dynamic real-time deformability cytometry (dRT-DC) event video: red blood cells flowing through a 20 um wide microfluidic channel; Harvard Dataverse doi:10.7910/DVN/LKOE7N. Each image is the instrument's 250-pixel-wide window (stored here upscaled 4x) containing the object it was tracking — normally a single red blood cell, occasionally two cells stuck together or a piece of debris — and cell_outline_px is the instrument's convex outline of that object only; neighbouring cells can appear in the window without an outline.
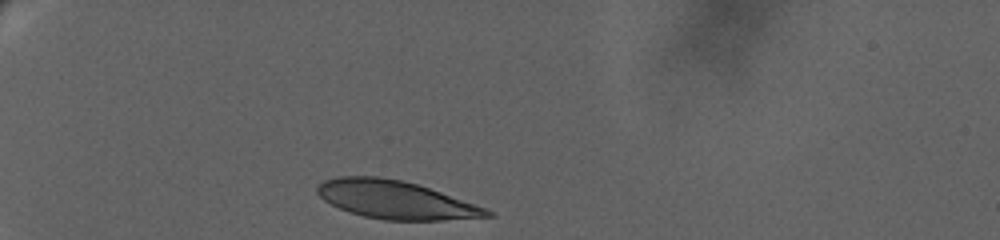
{"species": "human", "species_latin": "Homo sapiens", "temperature_condition": "warm", "stored_images_in_passage": 28, "camera_frame_rate_fps": 3000, "um_per_image_px": 0.085, "donor": {"sex": "female"}, "frame": {"image": 1, "passage_image": 1, "time_ms": 0.0, "image_size_px": [1000, 240], "cell_outline_px": [[496, 216], [444, 220], [384, 220], [364, 216], [348, 212], [324, 200], [316, 192], [316, 188], [324, 180], [336, 176], [380, 176], [400, 180], [416, 184], [440, 192], [484, 208], [492, 212]], "centroid_in_image_um": [33.57, 16.98], "position_along_channel_um": 51.4, "area_um2": 37.28}}
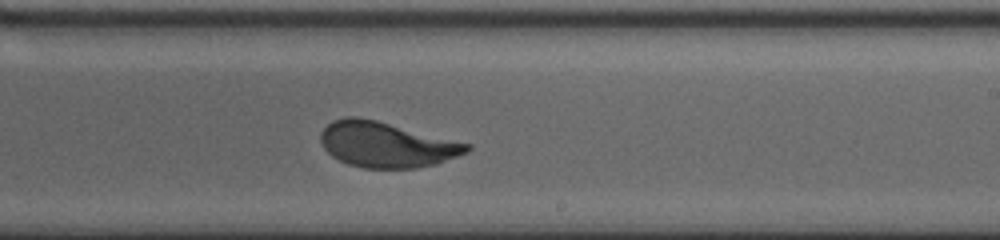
{"frame": {"image": 2, "passage_image": 16, "time_ms": 8.333, "image_size_px": [1000, 240], "cell_outline_px": [[472, 148], [468, 152], [436, 164], [416, 168], [364, 168], [348, 164], [332, 156], [324, 148], [320, 140], [320, 132], [332, 120], [348, 116], [356, 116], [376, 120], [472, 144]], "centroid_in_image_um": [32.85, 12.29], "position_along_channel_um": 256.1, "area_um2": 38.73}}
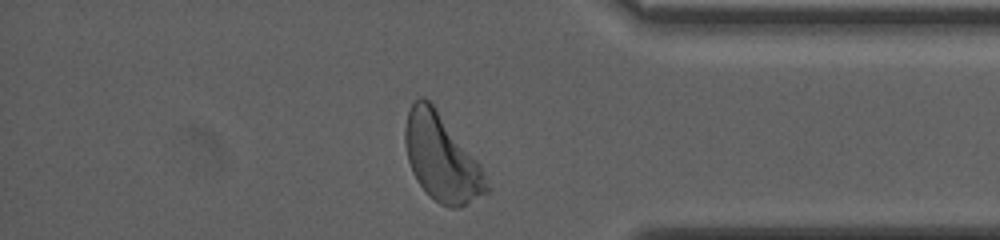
{"frame": {"image": 3, "passage_image": 27, "time_ms": 13.333, "image_size_px": [1000, 240], "cell_outline_px": [[488, 192], [460, 208], [448, 208], [440, 204], [416, 180], [412, 172], [408, 160], [404, 140], [404, 128], [408, 112], [412, 104], [420, 96], [424, 96], [436, 108], [480, 164], [488, 188]], "centroid_in_image_um": [37.51, 13.41], "position_along_channel_um": 397.7, "area_um2": 40.52}, "authors_computed_cell_mechanics": {"area_um2": 38.6393, "velocity_mm_per_s": 3.0099, "shape_relaxation_time_tau1_ms": 3.7244, "shape_relaxation_time_tau2_ms": null, "deformation_change_tau1": 0.1768, "deformation_change_tau2": null}}